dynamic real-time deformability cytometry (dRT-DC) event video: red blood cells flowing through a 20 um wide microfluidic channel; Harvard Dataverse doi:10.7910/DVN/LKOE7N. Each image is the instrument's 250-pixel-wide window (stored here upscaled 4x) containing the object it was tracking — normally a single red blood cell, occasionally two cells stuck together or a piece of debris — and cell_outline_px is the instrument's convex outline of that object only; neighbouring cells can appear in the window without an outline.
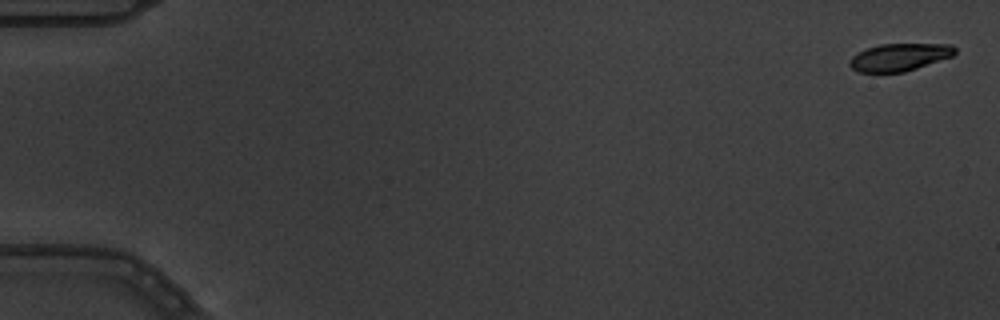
{"species": "common noctule bat (a hibernating species)", "species_latin": "Nyctalus noctula", "temperature_condition": "warm", "stored_images_in_passage": 3, "camera_frame_rate_fps": 3000, "um_per_image_px": 0.085, "animal": {"sex": "male", "body_mass_g": 19.5, "forearm_length_mm": 54.6}, "frame": {"image": 1, "passage_image": 3, "time_ms": 0.667, "image_size_px": [1000, 320], "cell_outline_px": [[956, 52], [952, 56], [904, 72], [860, 72], [852, 68], [848, 64], [852, 56], [868, 48], [880, 44], [952, 44], [956, 48]], "centroid_in_image_um": [76.46, 4.85], "position_along_channel_um": 8.5, "area_um2": 16.65}}